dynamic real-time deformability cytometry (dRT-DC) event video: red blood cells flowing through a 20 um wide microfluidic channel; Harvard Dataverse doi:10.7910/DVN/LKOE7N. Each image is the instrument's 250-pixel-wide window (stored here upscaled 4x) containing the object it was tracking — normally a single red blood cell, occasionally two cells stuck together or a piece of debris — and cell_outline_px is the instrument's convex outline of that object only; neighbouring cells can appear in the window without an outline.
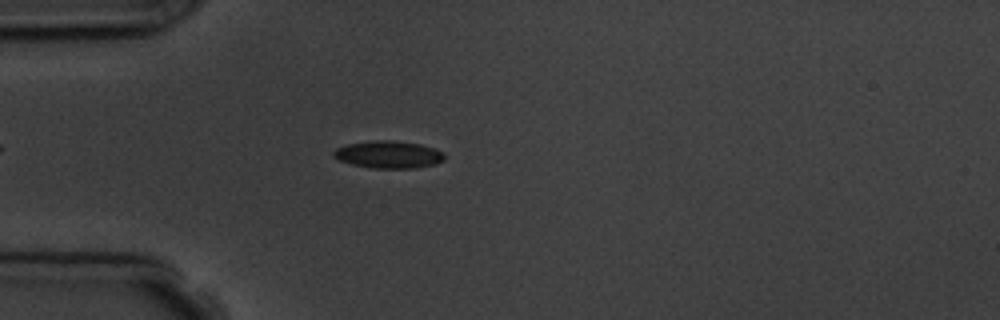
{"species": "common noctule bat (a hibernating species)", "species_latin": "Nyctalus noctula", "temperature_condition": "room temperature", "stored_images_in_passage": 5, "camera_frame_rate_fps": 3000, "um_per_image_px": 0.085, "animal": {"sex": "male", "body_mass_g": 19.5, "forearm_length_mm": 54.6}, "frame": {"image": 1, "passage_image": 5, "time_ms": 4.333, "image_size_px": [1000, 320], "cell_outline_px": [[444, 160], [432, 164], [412, 168], [372, 168], [352, 164], [336, 160], [332, 156], [332, 152], [336, 148], [348, 144], [372, 140], [392, 140], [420, 144], [436, 148], [444, 152]], "centroid_in_image_um": [32.99, 13.13], "position_along_channel_um": 52.0, "area_um2": 17.74}}